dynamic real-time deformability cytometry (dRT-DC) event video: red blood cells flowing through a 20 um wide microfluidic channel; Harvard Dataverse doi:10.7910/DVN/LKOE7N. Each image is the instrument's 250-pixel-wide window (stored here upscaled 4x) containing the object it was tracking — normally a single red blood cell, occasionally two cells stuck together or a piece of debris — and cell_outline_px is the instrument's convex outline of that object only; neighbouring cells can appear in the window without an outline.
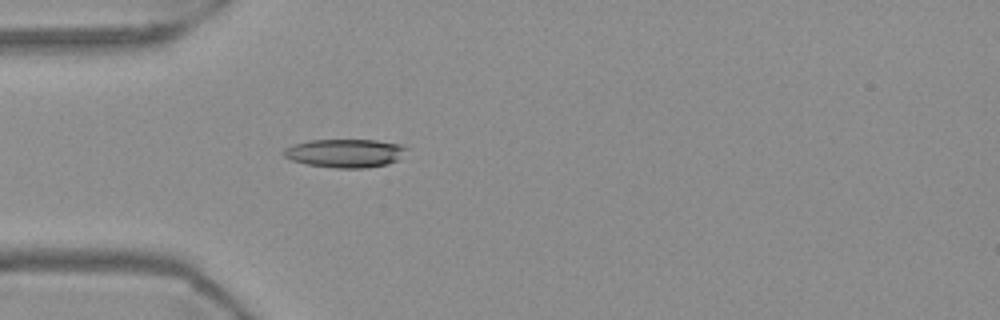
{"species": "Egyptian fruit bat (a non-hibernating species)", "species_latin": "Rousettus aegyptiacus", "temperature_condition": "warm", "stored_images_in_passage": 55, "camera_frame_rate_fps": 3000, "um_per_image_px": 0.085, "frame": {"image": 1, "passage_image": 16, "time_ms": 5.0, "image_size_px": [1000, 320], "cell_outline_px": [[408, 148], [396, 160], [388, 164], [364, 168], [336, 168], [308, 164], [292, 160], [284, 156], [280, 152], [284, 148], [292, 144], [308, 140], [376, 140], [400, 144]], "centroid_in_image_um": [29.28, 13.01], "position_along_channel_um": 55.7, "area_um2": 20.35}}
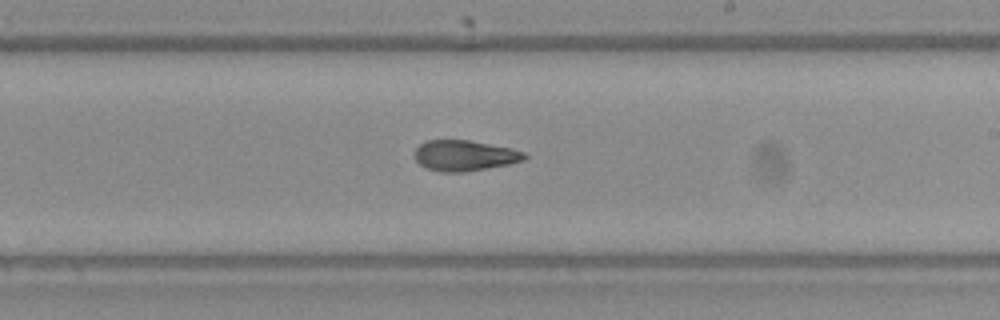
{"frame": {"image": 2, "passage_image": 32, "time_ms": 10.333, "image_size_px": [1000, 320], "cell_outline_px": [[528, 156], [524, 160], [508, 164], [464, 172], [440, 172], [428, 168], [420, 164], [416, 160], [412, 152], [420, 144], [428, 140], [468, 140], [512, 148], [524, 152]], "centroid_in_image_um": [39.47, 13.22], "position_along_channel_um": 249.5, "area_um2": 19.59}}
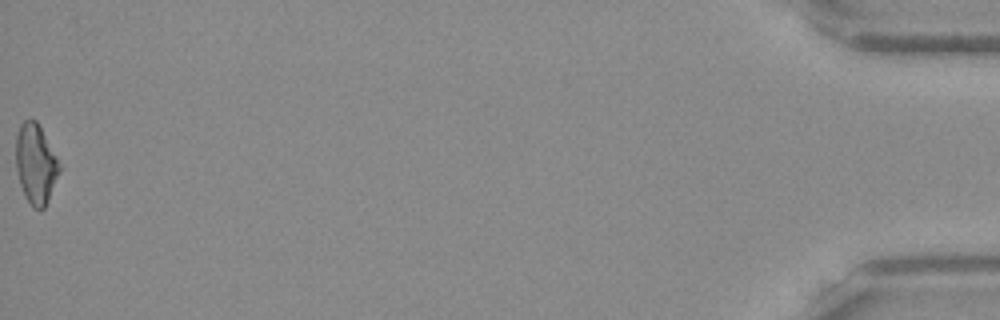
{"frame": {"image": 3, "passage_image": 55, "time_ms": 18.0, "image_size_px": [1000, 320], "cell_outline_px": [[60, 172], [48, 200], [44, 208], [32, 208], [20, 184], [16, 168], [16, 136], [20, 124], [24, 120], [36, 120], [56, 156], [60, 168]], "centroid_in_image_um": [3.03, 13.93], "position_along_channel_um": 432.2, "area_um2": 19.83}, "authors_computed_cell_mechanics": {"area_um2": 20.1144, "velocity_mm_per_s": 3.7247, "shape_relaxation_time_tau1_ms": null, "shape_relaxation_time_tau2_ms": 4.4371, "deformation_change_tau1": null, "deformation_change_tau2": 0.1198}}